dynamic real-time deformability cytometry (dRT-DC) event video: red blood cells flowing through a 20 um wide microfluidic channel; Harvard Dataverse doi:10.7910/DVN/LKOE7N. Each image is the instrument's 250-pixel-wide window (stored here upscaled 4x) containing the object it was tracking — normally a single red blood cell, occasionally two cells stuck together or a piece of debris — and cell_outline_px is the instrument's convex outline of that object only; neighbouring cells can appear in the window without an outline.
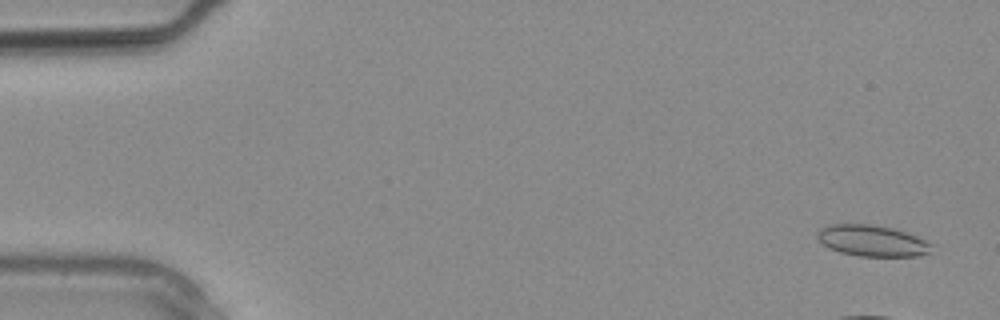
{"species": "common noctule bat (a hibernating species)", "species_latin": "Nyctalus noctula", "temperature_condition": "warm", "stored_images_in_passage": 5, "camera_frame_rate_fps": 3000, "um_per_image_px": 0.085, "animal": {"sex": "male", "body_mass_g": 20.4}, "frame": {"image": 1, "passage_image": 1, "time_ms": 0.0, "image_size_px": [1000, 320], "cell_outline_px": [[932, 244], [928, 252], [920, 256], [860, 256], [840, 252], [824, 244], [816, 236], [820, 228], [828, 224], [872, 224], [896, 228], [916, 236]], "centroid_in_image_um": [74.13, 20.44], "position_along_channel_um": 10.9, "area_um2": 20.63}}